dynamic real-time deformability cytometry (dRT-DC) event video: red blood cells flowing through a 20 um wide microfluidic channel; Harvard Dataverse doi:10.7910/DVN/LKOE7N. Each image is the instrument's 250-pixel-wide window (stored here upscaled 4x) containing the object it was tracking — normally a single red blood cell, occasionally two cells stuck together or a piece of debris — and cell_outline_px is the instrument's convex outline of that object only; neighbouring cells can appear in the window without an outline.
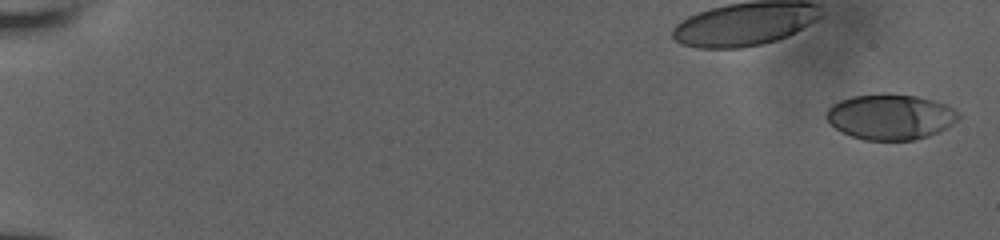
{"species": "human", "species_latin": "Homo sapiens", "temperature_condition": "room temperature", "stored_images_in_passage": 26, "camera_frame_rate_fps": 3000, "um_per_image_px": 0.085, "donor": {"sex": "male"}, "frame": {"image": 1, "passage_image": 1, "time_ms": 0.0, "image_size_px": [1000, 240], "cell_outline_px": [[960, 116], [952, 124], [928, 136], [912, 140], [864, 140], [852, 136], [836, 128], [824, 116], [828, 108], [832, 104], [840, 100], [852, 96], [884, 92], [916, 96], [932, 100], [944, 104], [960, 112]], "centroid_in_image_um": [75.66, 9.91], "position_along_channel_um": 9.3, "area_um2": 34.97}}
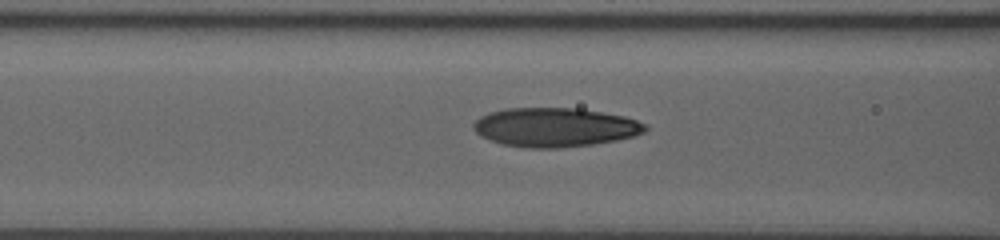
{"frame": {"image": 2, "passage_image": 16, "time_ms": 8.333, "image_size_px": [1000, 240], "cell_outline_px": [[648, 128], [644, 132], [632, 136], [616, 140], [592, 144], [560, 148], [524, 148], [500, 144], [480, 136], [472, 128], [472, 124], [480, 116], [488, 112], [504, 108], [580, 108], [624, 116], [636, 120], [644, 124]], "centroid_in_image_um": [47.11, 10.82], "position_along_channel_um": 119.5, "area_um2": 39.3}}
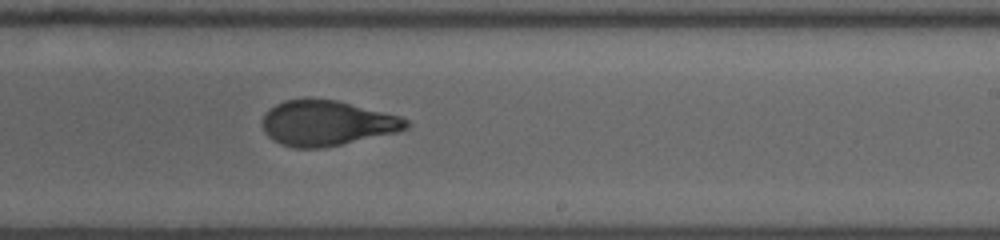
{"frame": {"image": 3, "passage_image": 26, "time_ms": 12.0, "image_size_px": [1000, 240], "cell_outline_px": [[412, 124], [408, 128], [400, 132], [324, 148], [292, 148], [280, 144], [272, 140], [264, 132], [264, 116], [276, 104], [284, 100], [308, 96], [336, 100], [400, 116], [408, 120]], "centroid_in_image_um": [27.81, 10.46], "position_along_channel_um": 261.2, "area_um2": 38.44}}